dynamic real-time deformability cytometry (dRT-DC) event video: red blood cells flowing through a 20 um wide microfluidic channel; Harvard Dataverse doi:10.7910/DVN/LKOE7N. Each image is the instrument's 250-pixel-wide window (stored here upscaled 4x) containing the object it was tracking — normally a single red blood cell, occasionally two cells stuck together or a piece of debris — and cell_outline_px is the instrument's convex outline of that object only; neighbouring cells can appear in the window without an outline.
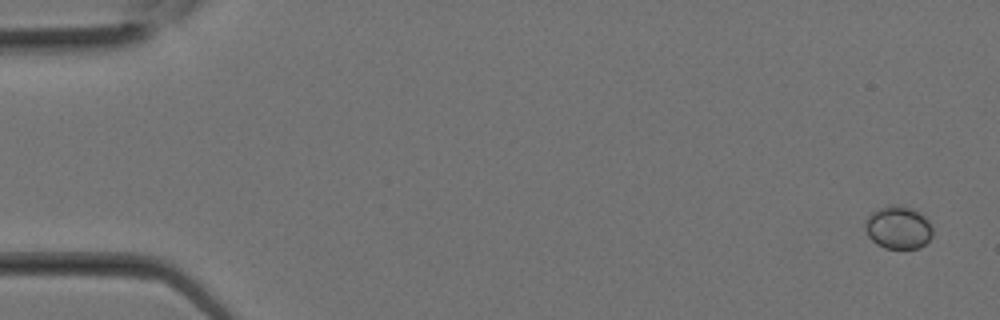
{"species": "Egyptian fruit bat (a non-hibernating species)", "species_latin": "Rousettus aegyptiacus", "temperature_condition": "room temperature", "stored_images_in_passage": 20, "camera_frame_rate_fps": 3000, "um_per_image_px": 0.085, "animal": {"sex": "female"}, "frame": {"image": 1, "passage_image": 1, "time_ms": 0.0, "image_size_px": [1000, 320], "cell_outline_px": [[932, 236], [920, 248], [884, 248], [876, 244], [868, 236], [864, 228], [868, 216], [872, 212], [880, 208], [892, 204], [912, 208], [920, 212], [924, 216], [932, 228]], "centroid_in_image_um": [76.34, 19.34], "position_along_channel_um": 8.7, "area_um2": 16.76}}
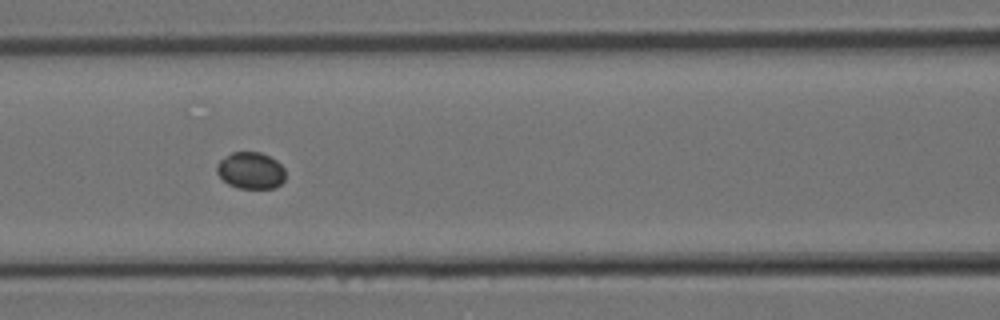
{"frame": {"image": 2, "passage_image": 12, "time_ms": 3.667, "image_size_px": [1000, 320], "cell_outline_px": [[284, 180], [280, 184], [272, 188], [240, 188], [228, 184], [216, 172], [216, 164], [220, 160], [232, 152], [260, 152], [276, 160], [284, 168]], "centroid_in_image_um": [21.29, 14.49], "position_along_channel_um": 145.3, "area_um2": 14.57}}
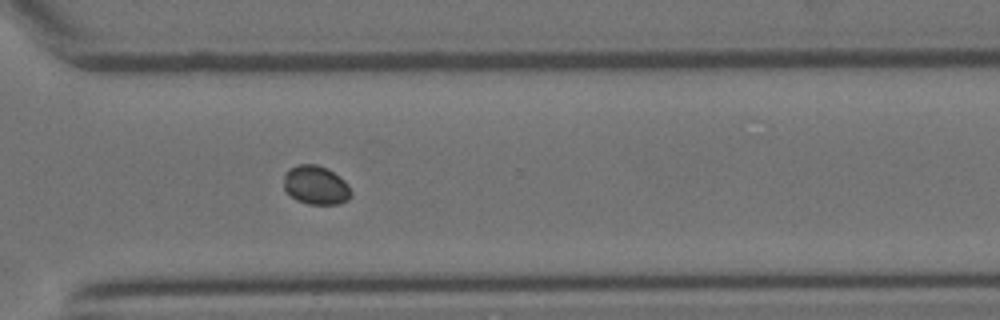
{"frame": {"image": 3, "passage_image": 20, "time_ms": 6.333, "image_size_px": [1000, 320], "cell_outline_px": [[352, 196], [348, 200], [340, 204], [308, 204], [296, 200], [284, 188], [284, 172], [296, 164], [316, 164], [328, 168], [344, 180], [348, 184], [352, 192]], "centroid_in_image_um": [26.86, 15.73], "position_along_channel_um": 343.7, "area_um2": 15.43}}